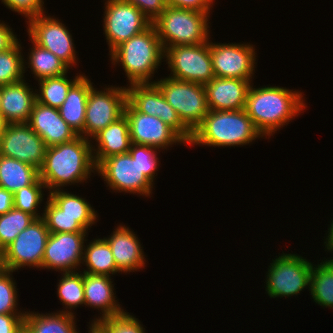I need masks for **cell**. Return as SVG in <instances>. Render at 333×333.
Wrapping results in <instances>:
<instances>
[{
	"mask_svg": "<svg viewBox=\"0 0 333 333\" xmlns=\"http://www.w3.org/2000/svg\"><path fill=\"white\" fill-rule=\"evenodd\" d=\"M91 140L78 135L73 140L46 148L39 179L50 192L81 183L96 172ZM92 144V145H91ZM93 169V170H92Z\"/></svg>",
	"mask_w": 333,
	"mask_h": 333,
	"instance_id": "1",
	"label": "cell"
},
{
	"mask_svg": "<svg viewBox=\"0 0 333 333\" xmlns=\"http://www.w3.org/2000/svg\"><path fill=\"white\" fill-rule=\"evenodd\" d=\"M302 93L286 87L250 86L245 110L262 136L273 134L286 123L289 124L306 106Z\"/></svg>",
	"mask_w": 333,
	"mask_h": 333,
	"instance_id": "2",
	"label": "cell"
},
{
	"mask_svg": "<svg viewBox=\"0 0 333 333\" xmlns=\"http://www.w3.org/2000/svg\"><path fill=\"white\" fill-rule=\"evenodd\" d=\"M263 137L246 110H209L188 144L214 147L247 145Z\"/></svg>",
	"mask_w": 333,
	"mask_h": 333,
	"instance_id": "3",
	"label": "cell"
},
{
	"mask_svg": "<svg viewBox=\"0 0 333 333\" xmlns=\"http://www.w3.org/2000/svg\"><path fill=\"white\" fill-rule=\"evenodd\" d=\"M110 56L113 65H122L129 84L152 83V74L164 59V48L155 27L151 25L142 33L117 46Z\"/></svg>",
	"mask_w": 333,
	"mask_h": 333,
	"instance_id": "4",
	"label": "cell"
},
{
	"mask_svg": "<svg viewBox=\"0 0 333 333\" xmlns=\"http://www.w3.org/2000/svg\"><path fill=\"white\" fill-rule=\"evenodd\" d=\"M208 13L166 6L152 22L163 48L209 41Z\"/></svg>",
	"mask_w": 333,
	"mask_h": 333,
	"instance_id": "5",
	"label": "cell"
},
{
	"mask_svg": "<svg viewBox=\"0 0 333 333\" xmlns=\"http://www.w3.org/2000/svg\"><path fill=\"white\" fill-rule=\"evenodd\" d=\"M152 83L160 88L182 123L193 133L209 112L205 86L171 77Z\"/></svg>",
	"mask_w": 333,
	"mask_h": 333,
	"instance_id": "6",
	"label": "cell"
},
{
	"mask_svg": "<svg viewBox=\"0 0 333 333\" xmlns=\"http://www.w3.org/2000/svg\"><path fill=\"white\" fill-rule=\"evenodd\" d=\"M164 58L171 69V78L205 85L215 77L209 41L167 47L164 49Z\"/></svg>",
	"mask_w": 333,
	"mask_h": 333,
	"instance_id": "7",
	"label": "cell"
},
{
	"mask_svg": "<svg viewBox=\"0 0 333 333\" xmlns=\"http://www.w3.org/2000/svg\"><path fill=\"white\" fill-rule=\"evenodd\" d=\"M266 278V291L271 298L291 297L310 287L311 262L296 254H285L273 260Z\"/></svg>",
	"mask_w": 333,
	"mask_h": 333,
	"instance_id": "8",
	"label": "cell"
},
{
	"mask_svg": "<svg viewBox=\"0 0 333 333\" xmlns=\"http://www.w3.org/2000/svg\"><path fill=\"white\" fill-rule=\"evenodd\" d=\"M50 231L43 218L33 220L3 251V267L14 272L24 266L42 268Z\"/></svg>",
	"mask_w": 333,
	"mask_h": 333,
	"instance_id": "9",
	"label": "cell"
},
{
	"mask_svg": "<svg viewBox=\"0 0 333 333\" xmlns=\"http://www.w3.org/2000/svg\"><path fill=\"white\" fill-rule=\"evenodd\" d=\"M104 12V33L110 53L121 43L146 29L152 22L133 4L124 0H107Z\"/></svg>",
	"mask_w": 333,
	"mask_h": 333,
	"instance_id": "10",
	"label": "cell"
},
{
	"mask_svg": "<svg viewBox=\"0 0 333 333\" xmlns=\"http://www.w3.org/2000/svg\"><path fill=\"white\" fill-rule=\"evenodd\" d=\"M105 90L99 91L93 86L88 95L84 124V138L86 139L93 138L124 115L127 103L126 87L108 86Z\"/></svg>",
	"mask_w": 333,
	"mask_h": 333,
	"instance_id": "11",
	"label": "cell"
},
{
	"mask_svg": "<svg viewBox=\"0 0 333 333\" xmlns=\"http://www.w3.org/2000/svg\"><path fill=\"white\" fill-rule=\"evenodd\" d=\"M127 101L141 113L159 117L188 144L192 132L182 123L177 112L167 102L155 83L130 84L127 88Z\"/></svg>",
	"mask_w": 333,
	"mask_h": 333,
	"instance_id": "12",
	"label": "cell"
},
{
	"mask_svg": "<svg viewBox=\"0 0 333 333\" xmlns=\"http://www.w3.org/2000/svg\"><path fill=\"white\" fill-rule=\"evenodd\" d=\"M107 186L117 192H130L150 196L153 183L141 172L130 153L116 154L96 166Z\"/></svg>",
	"mask_w": 333,
	"mask_h": 333,
	"instance_id": "13",
	"label": "cell"
},
{
	"mask_svg": "<svg viewBox=\"0 0 333 333\" xmlns=\"http://www.w3.org/2000/svg\"><path fill=\"white\" fill-rule=\"evenodd\" d=\"M27 23L29 38L35 44L52 52L69 69L77 63L72 36L63 23L44 13L30 18Z\"/></svg>",
	"mask_w": 333,
	"mask_h": 333,
	"instance_id": "14",
	"label": "cell"
},
{
	"mask_svg": "<svg viewBox=\"0 0 333 333\" xmlns=\"http://www.w3.org/2000/svg\"><path fill=\"white\" fill-rule=\"evenodd\" d=\"M47 146L27 123H8L0 135V155L14 158L40 169Z\"/></svg>",
	"mask_w": 333,
	"mask_h": 333,
	"instance_id": "15",
	"label": "cell"
},
{
	"mask_svg": "<svg viewBox=\"0 0 333 333\" xmlns=\"http://www.w3.org/2000/svg\"><path fill=\"white\" fill-rule=\"evenodd\" d=\"M255 47L250 44L210 42L215 77L251 80L255 72Z\"/></svg>",
	"mask_w": 333,
	"mask_h": 333,
	"instance_id": "16",
	"label": "cell"
},
{
	"mask_svg": "<svg viewBox=\"0 0 333 333\" xmlns=\"http://www.w3.org/2000/svg\"><path fill=\"white\" fill-rule=\"evenodd\" d=\"M124 114L129 121L131 143L164 149L185 141L159 117L138 112L128 101Z\"/></svg>",
	"mask_w": 333,
	"mask_h": 333,
	"instance_id": "17",
	"label": "cell"
},
{
	"mask_svg": "<svg viewBox=\"0 0 333 333\" xmlns=\"http://www.w3.org/2000/svg\"><path fill=\"white\" fill-rule=\"evenodd\" d=\"M86 233H50L44 250L42 267L60 270L63 273L75 272L82 264Z\"/></svg>",
	"mask_w": 333,
	"mask_h": 333,
	"instance_id": "18",
	"label": "cell"
},
{
	"mask_svg": "<svg viewBox=\"0 0 333 333\" xmlns=\"http://www.w3.org/2000/svg\"><path fill=\"white\" fill-rule=\"evenodd\" d=\"M27 124L44 141L47 147L69 142L76 132L61 118L58 108L35 102Z\"/></svg>",
	"mask_w": 333,
	"mask_h": 333,
	"instance_id": "19",
	"label": "cell"
},
{
	"mask_svg": "<svg viewBox=\"0 0 333 333\" xmlns=\"http://www.w3.org/2000/svg\"><path fill=\"white\" fill-rule=\"evenodd\" d=\"M204 86L209 110H243L251 81L214 77Z\"/></svg>",
	"mask_w": 333,
	"mask_h": 333,
	"instance_id": "20",
	"label": "cell"
},
{
	"mask_svg": "<svg viewBox=\"0 0 333 333\" xmlns=\"http://www.w3.org/2000/svg\"><path fill=\"white\" fill-rule=\"evenodd\" d=\"M110 237L104 238L111 247L117 269L122 273L137 271L145 266V257L136 235L119 225Z\"/></svg>",
	"mask_w": 333,
	"mask_h": 333,
	"instance_id": "21",
	"label": "cell"
},
{
	"mask_svg": "<svg viewBox=\"0 0 333 333\" xmlns=\"http://www.w3.org/2000/svg\"><path fill=\"white\" fill-rule=\"evenodd\" d=\"M35 102L36 92L24 79L1 86L0 113L8 123H27Z\"/></svg>",
	"mask_w": 333,
	"mask_h": 333,
	"instance_id": "22",
	"label": "cell"
},
{
	"mask_svg": "<svg viewBox=\"0 0 333 333\" xmlns=\"http://www.w3.org/2000/svg\"><path fill=\"white\" fill-rule=\"evenodd\" d=\"M111 280L109 276L83 272L85 305L100 309L103 313L100 318L93 320V323L125 312L115 300Z\"/></svg>",
	"mask_w": 333,
	"mask_h": 333,
	"instance_id": "23",
	"label": "cell"
},
{
	"mask_svg": "<svg viewBox=\"0 0 333 333\" xmlns=\"http://www.w3.org/2000/svg\"><path fill=\"white\" fill-rule=\"evenodd\" d=\"M93 139L97 142V149L92 147L96 166L107 157L128 153L131 139L129 121L125 114L101 130Z\"/></svg>",
	"mask_w": 333,
	"mask_h": 333,
	"instance_id": "24",
	"label": "cell"
},
{
	"mask_svg": "<svg viewBox=\"0 0 333 333\" xmlns=\"http://www.w3.org/2000/svg\"><path fill=\"white\" fill-rule=\"evenodd\" d=\"M82 75L70 88L64 103L58 108L61 118L76 132L84 137L85 111L92 86Z\"/></svg>",
	"mask_w": 333,
	"mask_h": 333,
	"instance_id": "25",
	"label": "cell"
},
{
	"mask_svg": "<svg viewBox=\"0 0 333 333\" xmlns=\"http://www.w3.org/2000/svg\"><path fill=\"white\" fill-rule=\"evenodd\" d=\"M39 177V170L34 166L0 155V187L15 193L31 185Z\"/></svg>",
	"mask_w": 333,
	"mask_h": 333,
	"instance_id": "26",
	"label": "cell"
},
{
	"mask_svg": "<svg viewBox=\"0 0 333 333\" xmlns=\"http://www.w3.org/2000/svg\"><path fill=\"white\" fill-rule=\"evenodd\" d=\"M24 330L27 333H79L74 314L58 312L39 314L25 311Z\"/></svg>",
	"mask_w": 333,
	"mask_h": 333,
	"instance_id": "27",
	"label": "cell"
},
{
	"mask_svg": "<svg viewBox=\"0 0 333 333\" xmlns=\"http://www.w3.org/2000/svg\"><path fill=\"white\" fill-rule=\"evenodd\" d=\"M85 262V263H84ZM82 263L87 266L84 273L110 276L120 271L117 269L112 250L108 242L103 239H94L84 246Z\"/></svg>",
	"mask_w": 333,
	"mask_h": 333,
	"instance_id": "28",
	"label": "cell"
},
{
	"mask_svg": "<svg viewBox=\"0 0 333 333\" xmlns=\"http://www.w3.org/2000/svg\"><path fill=\"white\" fill-rule=\"evenodd\" d=\"M42 218L50 233L86 232L96 223L97 217L57 216V205L47 198Z\"/></svg>",
	"mask_w": 333,
	"mask_h": 333,
	"instance_id": "29",
	"label": "cell"
},
{
	"mask_svg": "<svg viewBox=\"0 0 333 333\" xmlns=\"http://www.w3.org/2000/svg\"><path fill=\"white\" fill-rule=\"evenodd\" d=\"M309 290L314 302L333 309V265L327 259L312 266Z\"/></svg>",
	"mask_w": 333,
	"mask_h": 333,
	"instance_id": "30",
	"label": "cell"
},
{
	"mask_svg": "<svg viewBox=\"0 0 333 333\" xmlns=\"http://www.w3.org/2000/svg\"><path fill=\"white\" fill-rule=\"evenodd\" d=\"M28 67L38 80L67 74L68 66L52 52L38 46L32 40Z\"/></svg>",
	"mask_w": 333,
	"mask_h": 333,
	"instance_id": "31",
	"label": "cell"
},
{
	"mask_svg": "<svg viewBox=\"0 0 333 333\" xmlns=\"http://www.w3.org/2000/svg\"><path fill=\"white\" fill-rule=\"evenodd\" d=\"M66 75L63 74L38 80L40 92L36 93V101L45 106L59 108L64 103L71 86L83 74L75 76L73 80L67 79Z\"/></svg>",
	"mask_w": 333,
	"mask_h": 333,
	"instance_id": "32",
	"label": "cell"
},
{
	"mask_svg": "<svg viewBox=\"0 0 333 333\" xmlns=\"http://www.w3.org/2000/svg\"><path fill=\"white\" fill-rule=\"evenodd\" d=\"M63 276L59 280V284L57 285V293L59 300L65 305L66 310L59 311L65 312L69 314L72 313L71 308H76L82 304L85 305V298H84V282H83V273L76 272H65L62 273ZM70 309L68 311V309Z\"/></svg>",
	"mask_w": 333,
	"mask_h": 333,
	"instance_id": "33",
	"label": "cell"
},
{
	"mask_svg": "<svg viewBox=\"0 0 333 333\" xmlns=\"http://www.w3.org/2000/svg\"><path fill=\"white\" fill-rule=\"evenodd\" d=\"M49 198L57 205V216L97 217L95 209L76 194L67 193L63 189L49 192Z\"/></svg>",
	"mask_w": 333,
	"mask_h": 333,
	"instance_id": "34",
	"label": "cell"
},
{
	"mask_svg": "<svg viewBox=\"0 0 333 333\" xmlns=\"http://www.w3.org/2000/svg\"><path fill=\"white\" fill-rule=\"evenodd\" d=\"M21 45L17 41L11 48L0 52V85L23 80L25 62L21 55Z\"/></svg>",
	"mask_w": 333,
	"mask_h": 333,
	"instance_id": "35",
	"label": "cell"
},
{
	"mask_svg": "<svg viewBox=\"0 0 333 333\" xmlns=\"http://www.w3.org/2000/svg\"><path fill=\"white\" fill-rule=\"evenodd\" d=\"M33 220L35 218L32 215L15 208L0 215V250L3 251L12 243Z\"/></svg>",
	"mask_w": 333,
	"mask_h": 333,
	"instance_id": "36",
	"label": "cell"
},
{
	"mask_svg": "<svg viewBox=\"0 0 333 333\" xmlns=\"http://www.w3.org/2000/svg\"><path fill=\"white\" fill-rule=\"evenodd\" d=\"M42 188H46L45 184L39 177L31 184L21 188L13 194L14 208L24 211L32 215L35 219L42 218L38 215V205L43 200Z\"/></svg>",
	"mask_w": 333,
	"mask_h": 333,
	"instance_id": "37",
	"label": "cell"
},
{
	"mask_svg": "<svg viewBox=\"0 0 333 333\" xmlns=\"http://www.w3.org/2000/svg\"><path fill=\"white\" fill-rule=\"evenodd\" d=\"M157 148L131 143L129 153L141 172L153 183L158 168Z\"/></svg>",
	"mask_w": 333,
	"mask_h": 333,
	"instance_id": "38",
	"label": "cell"
},
{
	"mask_svg": "<svg viewBox=\"0 0 333 333\" xmlns=\"http://www.w3.org/2000/svg\"><path fill=\"white\" fill-rule=\"evenodd\" d=\"M12 271L3 269L0 272V314H26L17 311V291ZM17 311V312H16Z\"/></svg>",
	"mask_w": 333,
	"mask_h": 333,
	"instance_id": "39",
	"label": "cell"
},
{
	"mask_svg": "<svg viewBox=\"0 0 333 333\" xmlns=\"http://www.w3.org/2000/svg\"><path fill=\"white\" fill-rule=\"evenodd\" d=\"M106 333H145L138 319L124 312L96 322ZM144 329V330H143Z\"/></svg>",
	"mask_w": 333,
	"mask_h": 333,
	"instance_id": "40",
	"label": "cell"
},
{
	"mask_svg": "<svg viewBox=\"0 0 333 333\" xmlns=\"http://www.w3.org/2000/svg\"><path fill=\"white\" fill-rule=\"evenodd\" d=\"M10 10L25 16L27 20L44 12L43 0H1Z\"/></svg>",
	"mask_w": 333,
	"mask_h": 333,
	"instance_id": "41",
	"label": "cell"
},
{
	"mask_svg": "<svg viewBox=\"0 0 333 333\" xmlns=\"http://www.w3.org/2000/svg\"><path fill=\"white\" fill-rule=\"evenodd\" d=\"M135 5L151 22L166 8L165 0H124Z\"/></svg>",
	"mask_w": 333,
	"mask_h": 333,
	"instance_id": "42",
	"label": "cell"
},
{
	"mask_svg": "<svg viewBox=\"0 0 333 333\" xmlns=\"http://www.w3.org/2000/svg\"><path fill=\"white\" fill-rule=\"evenodd\" d=\"M165 3L166 6L194 10L209 15L211 5L213 6V0H165Z\"/></svg>",
	"mask_w": 333,
	"mask_h": 333,
	"instance_id": "43",
	"label": "cell"
},
{
	"mask_svg": "<svg viewBox=\"0 0 333 333\" xmlns=\"http://www.w3.org/2000/svg\"><path fill=\"white\" fill-rule=\"evenodd\" d=\"M25 314H0V333H21Z\"/></svg>",
	"mask_w": 333,
	"mask_h": 333,
	"instance_id": "44",
	"label": "cell"
},
{
	"mask_svg": "<svg viewBox=\"0 0 333 333\" xmlns=\"http://www.w3.org/2000/svg\"><path fill=\"white\" fill-rule=\"evenodd\" d=\"M18 41L17 36L14 35L12 28L4 22H0V52L11 48Z\"/></svg>",
	"mask_w": 333,
	"mask_h": 333,
	"instance_id": "45",
	"label": "cell"
},
{
	"mask_svg": "<svg viewBox=\"0 0 333 333\" xmlns=\"http://www.w3.org/2000/svg\"><path fill=\"white\" fill-rule=\"evenodd\" d=\"M13 193L0 187V215L11 211L14 208Z\"/></svg>",
	"mask_w": 333,
	"mask_h": 333,
	"instance_id": "46",
	"label": "cell"
},
{
	"mask_svg": "<svg viewBox=\"0 0 333 333\" xmlns=\"http://www.w3.org/2000/svg\"><path fill=\"white\" fill-rule=\"evenodd\" d=\"M326 242H324L325 247H327L326 249L330 252L333 251V220L331 222V226L329 228V231H328V236L326 238Z\"/></svg>",
	"mask_w": 333,
	"mask_h": 333,
	"instance_id": "47",
	"label": "cell"
},
{
	"mask_svg": "<svg viewBox=\"0 0 333 333\" xmlns=\"http://www.w3.org/2000/svg\"><path fill=\"white\" fill-rule=\"evenodd\" d=\"M88 333H106L97 323H92Z\"/></svg>",
	"mask_w": 333,
	"mask_h": 333,
	"instance_id": "48",
	"label": "cell"
},
{
	"mask_svg": "<svg viewBox=\"0 0 333 333\" xmlns=\"http://www.w3.org/2000/svg\"><path fill=\"white\" fill-rule=\"evenodd\" d=\"M7 125L8 122L4 119V116L0 113V135L3 133Z\"/></svg>",
	"mask_w": 333,
	"mask_h": 333,
	"instance_id": "49",
	"label": "cell"
},
{
	"mask_svg": "<svg viewBox=\"0 0 333 333\" xmlns=\"http://www.w3.org/2000/svg\"><path fill=\"white\" fill-rule=\"evenodd\" d=\"M4 269L3 267V254L2 251L0 250V272Z\"/></svg>",
	"mask_w": 333,
	"mask_h": 333,
	"instance_id": "50",
	"label": "cell"
},
{
	"mask_svg": "<svg viewBox=\"0 0 333 333\" xmlns=\"http://www.w3.org/2000/svg\"><path fill=\"white\" fill-rule=\"evenodd\" d=\"M331 258H333V257H331ZM331 258H330V260L328 259L327 261L330 262L333 265V259H331Z\"/></svg>",
	"mask_w": 333,
	"mask_h": 333,
	"instance_id": "51",
	"label": "cell"
},
{
	"mask_svg": "<svg viewBox=\"0 0 333 333\" xmlns=\"http://www.w3.org/2000/svg\"><path fill=\"white\" fill-rule=\"evenodd\" d=\"M0 104H1V85H0Z\"/></svg>",
	"mask_w": 333,
	"mask_h": 333,
	"instance_id": "52",
	"label": "cell"
}]
</instances>
